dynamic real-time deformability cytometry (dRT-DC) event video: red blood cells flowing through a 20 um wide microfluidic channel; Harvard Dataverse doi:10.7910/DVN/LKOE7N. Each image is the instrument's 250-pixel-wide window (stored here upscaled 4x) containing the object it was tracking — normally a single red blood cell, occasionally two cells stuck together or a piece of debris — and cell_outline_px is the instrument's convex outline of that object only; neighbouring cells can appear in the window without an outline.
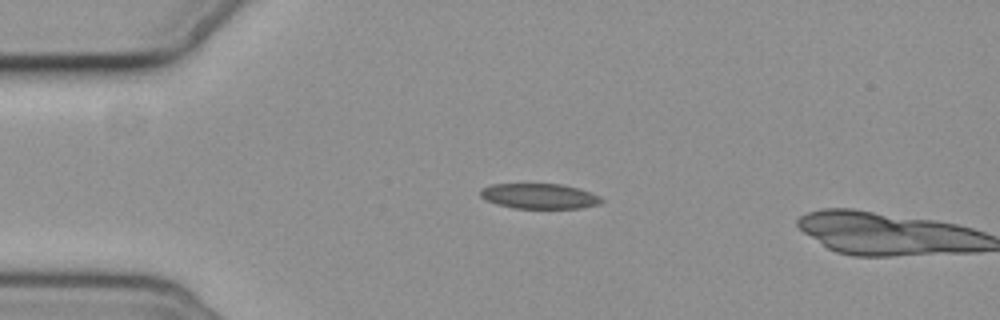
{"species": "common noctule bat (a hibernating species)", "species_latin": "Nyctalus noctula", "temperature_condition": "cold", "stored_images_in_passage": 2, "camera_frame_rate_fps": 3000, "um_per_image_px": 0.085, "animal": {"sex": "female", "body_mass_g": 19.3, "forearm_length_mm": 54.1}, "frame": {"image": 1, "passage_image": 1, "time_ms": 0.0, "image_size_px": [1000, 320], "cell_outline_px": [[604, 200], [596, 204], [580, 208], [512, 208], [496, 204], [480, 196], [480, 188], [492, 184], [560, 184], [576, 188], [588, 192]], "centroid_in_image_um": [45.75, 16.67], "position_along_channel_um": 39.2, "area_um2": 17.46}}